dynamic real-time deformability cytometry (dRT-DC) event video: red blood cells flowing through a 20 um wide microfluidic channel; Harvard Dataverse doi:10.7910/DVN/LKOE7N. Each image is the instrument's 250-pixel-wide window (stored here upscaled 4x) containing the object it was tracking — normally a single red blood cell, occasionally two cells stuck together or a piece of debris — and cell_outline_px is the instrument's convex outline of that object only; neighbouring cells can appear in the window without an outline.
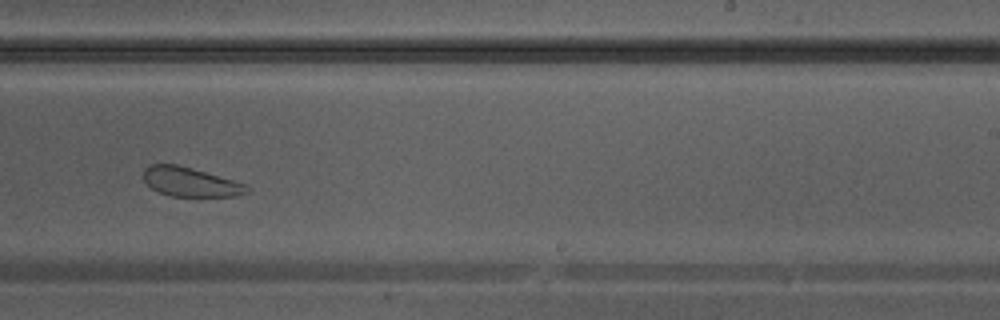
{"species": "Egyptian fruit bat (a non-hibernating species)", "species_latin": "Rousettus aegyptiacus", "temperature_condition": "warm", "stored_images_in_passage": 28, "camera_frame_rate_fps": 3000, "um_per_image_px": 0.085, "animal": {"sex": "male"}, "frame": {"image": 1, "passage_image": 13, "time_ms": 4.0, "image_size_px": [1000, 320], "cell_outline_px": [[252, 188], [248, 192], [236, 196], [172, 196], [160, 192], [152, 188], [144, 180], [144, 168], [152, 164], [176, 164], [192, 168], [248, 184]], "centroid_in_image_um": [16.24, 15.46], "position_along_channel_um": 272.8, "area_um2": 17.57}}